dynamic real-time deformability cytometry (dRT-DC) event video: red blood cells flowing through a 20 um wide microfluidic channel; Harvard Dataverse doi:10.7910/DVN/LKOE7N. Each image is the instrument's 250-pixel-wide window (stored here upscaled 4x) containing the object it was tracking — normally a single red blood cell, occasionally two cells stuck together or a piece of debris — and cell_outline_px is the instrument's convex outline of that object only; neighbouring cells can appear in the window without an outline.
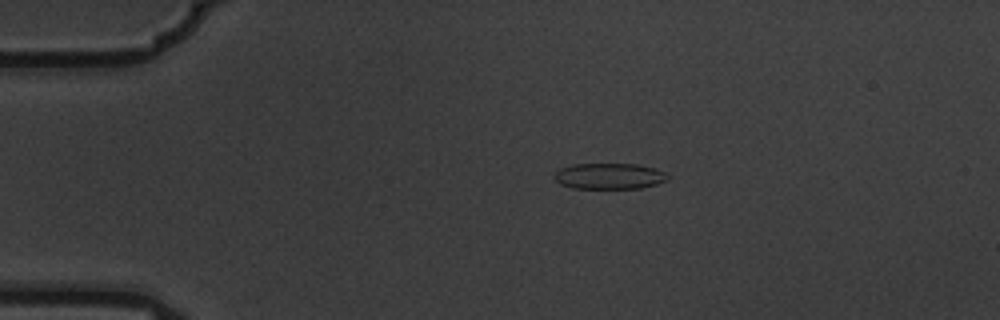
{"species": "common noctule bat (a hibernating species)", "species_latin": "Nyctalus noctula", "temperature_condition": "warm", "stored_images_in_passage": 5, "camera_frame_rate_fps": 3000, "um_per_image_px": 0.085, "animal": {"sex": "male", "body_mass_g": 19.5, "forearm_length_mm": 54.6}, "frame": {"image": 1, "passage_image": 1, "time_ms": 0.0, "image_size_px": [1000, 320], "cell_outline_px": [[668, 180], [656, 184], [640, 188], [572, 188], [560, 184], [556, 180], [556, 172], [560, 168], [572, 164], [636, 164], [656, 168], [668, 172]], "centroid_in_image_um": [51.84, 14.96], "position_along_channel_um": 33.2, "area_um2": 17.17}}
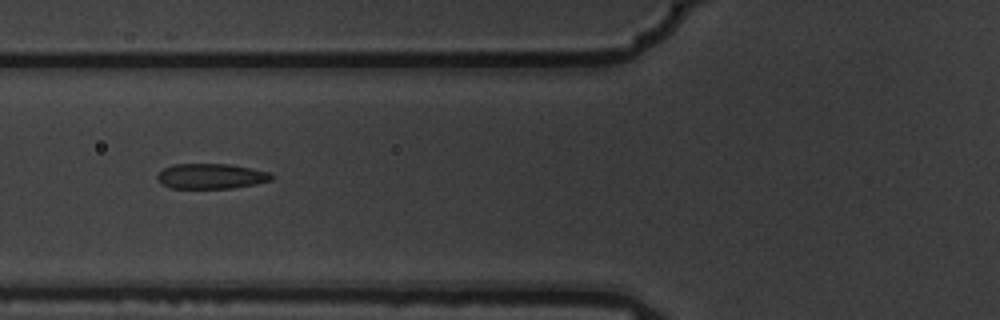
{"frame": {"image": 2, "passage_image": 4, "time_ms": 1.0, "image_size_px": [1000, 320], "cell_outline_px": [[276, 176], [272, 180], [256, 184], [232, 188], [172, 188], [164, 184], [156, 176], [164, 168], [172, 164], [232, 164], [272, 172]], "centroid_in_image_um": [18.04, 14.96], "position_along_channel_um": 107.8, "area_um2": 16.88}}
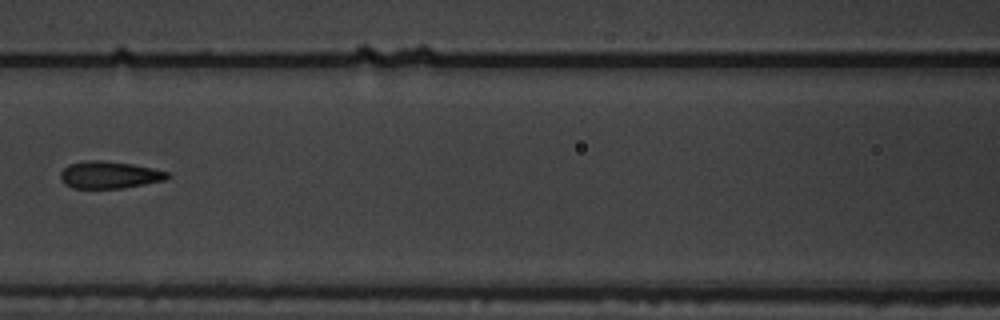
{"frame": {"image": 3, "passage_image": 5, "time_ms": 1.333, "image_size_px": [1000, 320], "cell_outline_px": [[172, 176], [164, 180], [144, 184], [120, 188], [72, 188], [64, 184], [60, 180], [60, 172], [68, 164], [88, 160], [104, 160], [132, 164], [152, 168], [168, 172]], "centroid_in_image_um": [9.26, 14.86], "position_along_channel_um": 157.3, "area_um2": 16.99}}